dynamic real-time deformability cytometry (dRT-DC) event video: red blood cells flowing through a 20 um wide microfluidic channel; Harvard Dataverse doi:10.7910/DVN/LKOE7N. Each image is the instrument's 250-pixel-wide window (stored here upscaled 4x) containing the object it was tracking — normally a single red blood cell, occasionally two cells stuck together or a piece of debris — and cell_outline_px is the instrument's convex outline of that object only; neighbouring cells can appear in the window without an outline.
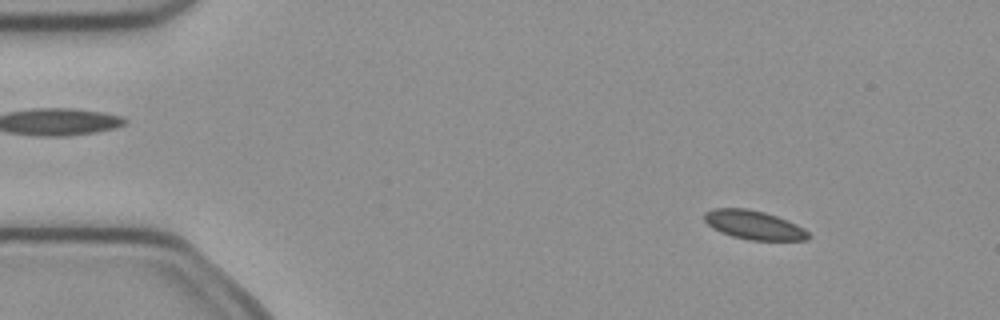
{"species": "common noctule bat (a hibernating species)", "species_latin": "Nyctalus noctula", "temperature_condition": "cold", "stored_images_in_passage": 4, "camera_frame_rate_fps": 3000, "um_per_image_px": 0.085, "animal": {"sex": "female", "body_mass_g": 21.9}, "frame": {"image": 1, "passage_image": 1, "time_ms": 0.0, "image_size_px": [1000, 320], "cell_outline_px": [[812, 236], [808, 240], [748, 240], [732, 236], [720, 232], [712, 228], [704, 220], [704, 212], [712, 208], [744, 208], [764, 212], [788, 220], [804, 228]], "centroid_in_image_um": [64.08, 19.12], "position_along_channel_um": 20.9, "area_um2": 17.63}}